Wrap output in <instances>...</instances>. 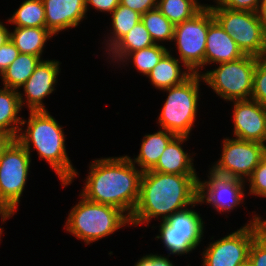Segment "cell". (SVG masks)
<instances>
[{
  "mask_svg": "<svg viewBox=\"0 0 266 266\" xmlns=\"http://www.w3.org/2000/svg\"><path fill=\"white\" fill-rule=\"evenodd\" d=\"M112 31L105 44L109 51L129 30L141 21V14L120 5L111 13Z\"/></svg>",
  "mask_w": 266,
  "mask_h": 266,
  "instance_id": "27",
  "label": "cell"
},
{
  "mask_svg": "<svg viewBox=\"0 0 266 266\" xmlns=\"http://www.w3.org/2000/svg\"><path fill=\"white\" fill-rule=\"evenodd\" d=\"M259 14L266 30V0H263Z\"/></svg>",
  "mask_w": 266,
  "mask_h": 266,
  "instance_id": "42",
  "label": "cell"
},
{
  "mask_svg": "<svg viewBox=\"0 0 266 266\" xmlns=\"http://www.w3.org/2000/svg\"><path fill=\"white\" fill-rule=\"evenodd\" d=\"M243 56V52L239 49L233 38L214 19L209 24L206 37L204 66L210 63L234 61Z\"/></svg>",
  "mask_w": 266,
  "mask_h": 266,
  "instance_id": "16",
  "label": "cell"
},
{
  "mask_svg": "<svg viewBox=\"0 0 266 266\" xmlns=\"http://www.w3.org/2000/svg\"><path fill=\"white\" fill-rule=\"evenodd\" d=\"M2 230H3V229L0 227V237H1V234H2ZM0 239H1V238H0Z\"/></svg>",
  "mask_w": 266,
  "mask_h": 266,
  "instance_id": "45",
  "label": "cell"
},
{
  "mask_svg": "<svg viewBox=\"0 0 266 266\" xmlns=\"http://www.w3.org/2000/svg\"><path fill=\"white\" fill-rule=\"evenodd\" d=\"M29 116L28 121L22 120V126L28 122L27 128L24 132L20 130L16 139L29 153L33 145L64 187L71 184L78 173L66 153L63 128L48 111H30Z\"/></svg>",
  "mask_w": 266,
  "mask_h": 266,
  "instance_id": "3",
  "label": "cell"
},
{
  "mask_svg": "<svg viewBox=\"0 0 266 266\" xmlns=\"http://www.w3.org/2000/svg\"><path fill=\"white\" fill-rule=\"evenodd\" d=\"M176 135L165 129L145 135L137 158L130 160L137 164L142 172L151 170L158 162L166 146Z\"/></svg>",
  "mask_w": 266,
  "mask_h": 266,
  "instance_id": "19",
  "label": "cell"
},
{
  "mask_svg": "<svg viewBox=\"0 0 266 266\" xmlns=\"http://www.w3.org/2000/svg\"><path fill=\"white\" fill-rule=\"evenodd\" d=\"M197 175H178L147 170L140 180L139 198L130 225L150 223L151 218L166 221L177 211L195 207L198 200Z\"/></svg>",
  "mask_w": 266,
  "mask_h": 266,
  "instance_id": "1",
  "label": "cell"
},
{
  "mask_svg": "<svg viewBox=\"0 0 266 266\" xmlns=\"http://www.w3.org/2000/svg\"><path fill=\"white\" fill-rule=\"evenodd\" d=\"M234 103V137L243 141L266 142V106L253 99L231 101Z\"/></svg>",
  "mask_w": 266,
  "mask_h": 266,
  "instance_id": "13",
  "label": "cell"
},
{
  "mask_svg": "<svg viewBox=\"0 0 266 266\" xmlns=\"http://www.w3.org/2000/svg\"><path fill=\"white\" fill-rule=\"evenodd\" d=\"M19 54V50L10 39L0 47V75L13 63Z\"/></svg>",
  "mask_w": 266,
  "mask_h": 266,
  "instance_id": "35",
  "label": "cell"
},
{
  "mask_svg": "<svg viewBox=\"0 0 266 266\" xmlns=\"http://www.w3.org/2000/svg\"><path fill=\"white\" fill-rule=\"evenodd\" d=\"M120 5L128 7L143 15L147 11L157 8L158 0H119Z\"/></svg>",
  "mask_w": 266,
  "mask_h": 266,
  "instance_id": "36",
  "label": "cell"
},
{
  "mask_svg": "<svg viewBox=\"0 0 266 266\" xmlns=\"http://www.w3.org/2000/svg\"><path fill=\"white\" fill-rule=\"evenodd\" d=\"M259 216L231 234L211 242L203 251V266H240L249 259L253 240L260 233Z\"/></svg>",
  "mask_w": 266,
  "mask_h": 266,
  "instance_id": "10",
  "label": "cell"
},
{
  "mask_svg": "<svg viewBox=\"0 0 266 266\" xmlns=\"http://www.w3.org/2000/svg\"><path fill=\"white\" fill-rule=\"evenodd\" d=\"M31 154L15 139L0 158V201L14 215L25 189Z\"/></svg>",
  "mask_w": 266,
  "mask_h": 266,
  "instance_id": "9",
  "label": "cell"
},
{
  "mask_svg": "<svg viewBox=\"0 0 266 266\" xmlns=\"http://www.w3.org/2000/svg\"><path fill=\"white\" fill-rule=\"evenodd\" d=\"M240 266H253V265L248 259L246 262L242 263Z\"/></svg>",
  "mask_w": 266,
  "mask_h": 266,
  "instance_id": "44",
  "label": "cell"
},
{
  "mask_svg": "<svg viewBox=\"0 0 266 266\" xmlns=\"http://www.w3.org/2000/svg\"><path fill=\"white\" fill-rule=\"evenodd\" d=\"M169 50L159 43L154 44L150 47L143 48L141 50H137L131 52L123 62H127V60H132L135 68L143 75H148L155 65L161 60V58L168 52Z\"/></svg>",
  "mask_w": 266,
  "mask_h": 266,
  "instance_id": "29",
  "label": "cell"
},
{
  "mask_svg": "<svg viewBox=\"0 0 266 266\" xmlns=\"http://www.w3.org/2000/svg\"><path fill=\"white\" fill-rule=\"evenodd\" d=\"M205 5L197 0H158L157 9L174 25L196 15Z\"/></svg>",
  "mask_w": 266,
  "mask_h": 266,
  "instance_id": "25",
  "label": "cell"
},
{
  "mask_svg": "<svg viewBox=\"0 0 266 266\" xmlns=\"http://www.w3.org/2000/svg\"><path fill=\"white\" fill-rule=\"evenodd\" d=\"M189 136H175L161 154L157 164L151 169L161 173L178 175H197L192 157L183 150L182 143Z\"/></svg>",
  "mask_w": 266,
  "mask_h": 266,
  "instance_id": "17",
  "label": "cell"
},
{
  "mask_svg": "<svg viewBox=\"0 0 266 266\" xmlns=\"http://www.w3.org/2000/svg\"><path fill=\"white\" fill-rule=\"evenodd\" d=\"M208 181L198 180L199 204L208 203L217 212H231L244 200L245 181L209 171Z\"/></svg>",
  "mask_w": 266,
  "mask_h": 266,
  "instance_id": "12",
  "label": "cell"
},
{
  "mask_svg": "<svg viewBox=\"0 0 266 266\" xmlns=\"http://www.w3.org/2000/svg\"><path fill=\"white\" fill-rule=\"evenodd\" d=\"M16 27H46L42 0H26L8 19Z\"/></svg>",
  "mask_w": 266,
  "mask_h": 266,
  "instance_id": "26",
  "label": "cell"
},
{
  "mask_svg": "<svg viewBox=\"0 0 266 266\" xmlns=\"http://www.w3.org/2000/svg\"><path fill=\"white\" fill-rule=\"evenodd\" d=\"M201 80V74L193 73L183 83L163 89L169 94L158 118L162 129L176 136H189L197 116Z\"/></svg>",
  "mask_w": 266,
  "mask_h": 266,
  "instance_id": "5",
  "label": "cell"
},
{
  "mask_svg": "<svg viewBox=\"0 0 266 266\" xmlns=\"http://www.w3.org/2000/svg\"><path fill=\"white\" fill-rule=\"evenodd\" d=\"M251 99L266 106V58H260L256 63Z\"/></svg>",
  "mask_w": 266,
  "mask_h": 266,
  "instance_id": "31",
  "label": "cell"
},
{
  "mask_svg": "<svg viewBox=\"0 0 266 266\" xmlns=\"http://www.w3.org/2000/svg\"><path fill=\"white\" fill-rule=\"evenodd\" d=\"M214 19L233 38L244 55L266 58V30L260 14L209 7Z\"/></svg>",
  "mask_w": 266,
  "mask_h": 266,
  "instance_id": "6",
  "label": "cell"
},
{
  "mask_svg": "<svg viewBox=\"0 0 266 266\" xmlns=\"http://www.w3.org/2000/svg\"><path fill=\"white\" fill-rule=\"evenodd\" d=\"M258 222H259L261 230L266 233V220H263V219L261 220V217L259 216Z\"/></svg>",
  "mask_w": 266,
  "mask_h": 266,
  "instance_id": "43",
  "label": "cell"
},
{
  "mask_svg": "<svg viewBox=\"0 0 266 266\" xmlns=\"http://www.w3.org/2000/svg\"><path fill=\"white\" fill-rule=\"evenodd\" d=\"M59 65L57 60H42L38 64L32 75L22 86L26 99H23V93H19L22 107L26 101L29 112L47 111L42 100L56 90L54 87L58 82Z\"/></svg>",
  "mask_w": 266,
  "mask_h": 266,
  "instance_id": "14",
  "label": "cell"
},
{
  "mask_svg": "<svg viewBox=\"0 0 266 266\" xmlns=\"http://www.w3.org/2000/svg\"><path fill=\"white\" fill-rule=\"evenodd\" d=\"M259 59L244 55L234 61L218 63V68L201 74L203 82L226 101L251 99L253 74Z\"/></svg>",
  "mask_w": 266,
  "mask_h": 266,
  "instance_id": "7",
  "label": "cell"
},
{
  "mask_svg": "<svg viewBox=\"0 0 266 266\" xmlns=\"http://www.w3.org/2000/svg\"><path fill=\"white\" fill-rule=\"evenodd\" d=\"M16 138L7 131L0 130V158L4 151L10 146V144L15 140Z\"/></svg>",
  "mask_w": 266,
  "mask_h": 266,
  "instance_id": "39",
  "label": "cell"
},
{
  "mask_svg": "<svg viewBox=\"0 0 266 266\" xmlns=\"http://www.w3.org/2000/svg\"><path fill=\"white\" fill-rule=\"evenodd\" d=\"M38 56L20 53L8 68L0 75L6 88L19 90L42 61Z\"/></svg>",
  "mask_w": 266,
  "mask_h": 266,
  "instance_id": "23",
  "label": "cell"
},
{
  "mask_svg": "<svg viewBox=\"0 0 266 266\" xmlns=\"http://www.w3.org/2000/svg\"><path fill=\"white\" fill-rule=\"evenodd\" d=\"M141 21L145 28L149 31L155 44L165 40L173 42L175 25L157 8L147 11L141 15Z\"/></svg>",
  "mask_w": 266,
  "mask_h": 266,
  "instance_id": "28",
  "label": "cell"
},
{
  "mask_svg": "<svg viewBox=\"0 0 266 266\" xmlns=\"http://www.w3.org/2000/svg\"><path fill=\"white\" fill-rule=\"evenodd\" d=\"M89 4L100 12L112 13L120 4L119 0H86V11Z\"/></svg>",
  "mask_w": 266,
  "mask_h": 266,
  "instance_id": "38",
  "label": "cell"
},
{
  "mask_svg": "<svg viewBox=\"0 0 266 266\" xmlns=\"http://www.w3.org/2000/svg\"><path fill=\"white\" fill-rule=\"evenodd\" d=\"M249 261L253 266H266V233L261 229L250 246Z\"/></svg>",
  "mask_w": 266,
  "mask_h": 266,
  "instance_id": "33",
  "label": "cell"
},
{
  "mask_svg": "<svg viewBox=\"0 0 266 266\" xmlns=\"http://www.w3.org/2000/svg\"><path fill=\"white\" fill-rule=\"evenodd\" d=\"M81 200L68 213L65 229L86 245L114 234L122 226L130 224V218L117 207Z\"/></svg>",
  "mask_w": 266,
  "mask_h": 266,
  "instance_id": "4",
  "label": "cell"
},
{
  "mask_svg": "<svg viewBox=\"0 0 266 266\" xmlns=\"http://www.w3.org/2000/svg\"><path fill=\"white\" fill-rule=\"evenodd\" d=\"M179 61L168 51L147 75L152 85L157 89L163 90L179 85L188 79L193 72L188 68L182 71V65H179Z\"/></svg>",
  "mask_w": 266,
  "mask_h": 266,
  "instance_id": "18",
  "label": "cell"
},
{
  "mask_svg": "<svg viewBox=\"0 0 266 266\" xmlns=\"http://www.w3.org/2000/svg\"><path fill=\"white\" fill-rule=\"evenodd\" d=\"M154 44L149 31L145 28L142 21H140L132 27L107 54L112 60H116L114 62L118 63V61L122 62L131 52L150 47Z\"/></svg>",
  "mask_w": 266,
  "mask_h": 266,
  "instance_id": "21",
  "label": "cell"
},
{
  "mask_svg": "<svg viewBox=\"0 0 266 266\" xmlns=\"http://www.w3.org/2000/svg\"><path fill=\"white\" fill-rule=\"evenodd\" d=\"M160 235L156 236L161 239L170 254L182 255L196 249L202 241L203 233H180L170 232V225L166 221H161L159 226Z\"/></svg>",
  "mask_w": 266,
  "mask_h": 266,
  "instance_id": "24",
  "label": "cell"
},
{
  "mask_svg": "<svg viewBox=\"0 0 266 266\" xmlns=\"http://www.w3.org/2000/svg\"><path fill=\"white\" fill-rule=\"evenodd\" d=\"M213 20V13L206 4L192 18L174 26L173 40L177 45L178 59L193 73L201 74L199 69L204 66L206 37Z\"/></svg>",
  "mask_w": 266,
  "mask_h": 266,
  "instance_id": "8",
  "label": "cell"
},
{
  "mask_svg": "<svg viewBox=\"0 0 266 266\" xmlns=\"http://www.w3.org/2000/svg\"><path fill=\"white\" fill-rule=\"evenodd\" d=\"M12 215L13 214L0 201V217L2 218V222L6 221L8 218L12 217Z\"/></svg>",
  "mask_w": 266,
  "mask_h": 266,
  "instance_id": "41",
  "label": "cell"
},
{
  "mask_svg": "<svg viewBox=\"0 0 266 266\" xmlns=\"http://www.w3.org/2000/svg\"><path fill=\"white\" fill-rule=\"evenodd\" d=\"M249 181V194L266 198V156L254 169Z\"/></svg>",
  "mask_w": 266,
  "mask_h": 266,
  "instance_id": "32",
  "label": "cell"
},
{
  "mask_svg": "<svg viewBox=\"0 0 266 266\" xmlns=\"http://www.w3.org/2000/svg\"><path fill=\"white\" fill-rule=\"evenodd\" d=\"M166 222L170 225V232L204 233L202 218L195 210L190 208L177 211Z\"/></svg>",
  "mask_w": 266,
  "mask_h": 266,
  "instance_id": "30",
  "label": "cell"
},
{
  "mask_svg": "<svg viewBox=\"0 0 266 266\" xmlns=\"http://www.w3.org/2000/svg\"><path fill=\"white\" fill-rule=\"evenodd\" d=\"M134 265L135 266H174L168 257L166 258L158 254L157 255L150 254L143 256Z\"/></svg>",
  "mask_w": 266,
  "mask_h": 266,
  "instance_id": "37",
  "label": "cell"
},
{
  "mask_svg": "<svg viewBox=\"0 0 266 266\" xmlns=\"http://www.w3.org/2000/svg\"><path fill=\"white\" fill-rule=\"evenodd\" d=\"M222 147L220 160L209 170L242 181L251 177L254 169L266 156V145L258 142L228 137L224 139Z\"/></svg>",
  "mask_w": 266,
  "mask_h": 266,
  "instance_id": "11",
  "label": "cell"
},
{
  "mask_svg": "<svg viewBox=\"0 0 266 266\" xmlns=\"http://www.w3.org/2000/svg\"><path fill=\"white\" fill-rule=\"evenodd\" d=\"M89 168L81 195L117 207L130 218L138 202L143 172L127 155L94 160Z\"/></svg>",
  "mask_w": 266,
  "mask_h": 266,
  "instance_id": "2",
  "label": "cell"
},
{
  "mask_svg": "<svg viewBox=\"0 0 266 266\" xmlns=\"http://www.w3.org/2000/svg\"><path fill=\"white\" fill-rule=\"evenodd\" d=\"M18 90L4 87L0 89V130L11 133L17 138L22 128V118L18 113L22 109Z\"/></svg>",
  "mask_w": 266,
  "mask_h": 266,
  "instance_id": "22",
  "label": "cell"
},
{
  "mask_svg": "<svg viewBox=\"0 0 266 266\" xmlns=\"http://www.w3.org/2000/svg\"><path fill=\"white\" fill-rule=\"evenodd\" d=\"M10 39V32L6 26L0 21V47Z\"/></svg>",
  "mask_w": 266,
  "mask_h": 266,
  "instance_id": "40",
  "label": "cell"
},
{
  "mask_svg": "<svg viewBox=\"0 0 266 266\" xmlns=\"http://www.w3.org/2000/svg\"><path fill=\"white\" fill-rule=\"evenodd\" d=\"M53 34L46 27H15L10 32V40L20 53L32 54L41 58L43 48Z\"/></svg>",
  "mask_w": 266,
  "mask_h": 266,
  "instance_id": "20",
  "label": "cell"
},
{
  "mask_svg": "<svg viewBox=\"0 0 266 266\" xmlns=\"http://www.w3.org/2000/svg\"><path fill=\"white\" fill-rule=\"evenodd\" d=\"M217 5L209 7H225L232 10L252 11L259 13L263 0H214Z\"/></svg>",
  "mask_w": 266,
  "mask_h": 266,
  "instance_id": "34",
  "label": "cell"
},
{
  "mask_svg": "<svg viewBox=\"0 0 266 266\" xmlns=\"http://www.w3.org/2000/svg\"><path fill=\"white\" fill-rule=\"evenodd\" d=\"M46 28L53 34L77 27L86 16V0H42Z\"/></svg>",
  "mask_w": 266,
  "mask_h": 266,
  "instance_id": "15",
  "label": "cell"
}]
</instances>
